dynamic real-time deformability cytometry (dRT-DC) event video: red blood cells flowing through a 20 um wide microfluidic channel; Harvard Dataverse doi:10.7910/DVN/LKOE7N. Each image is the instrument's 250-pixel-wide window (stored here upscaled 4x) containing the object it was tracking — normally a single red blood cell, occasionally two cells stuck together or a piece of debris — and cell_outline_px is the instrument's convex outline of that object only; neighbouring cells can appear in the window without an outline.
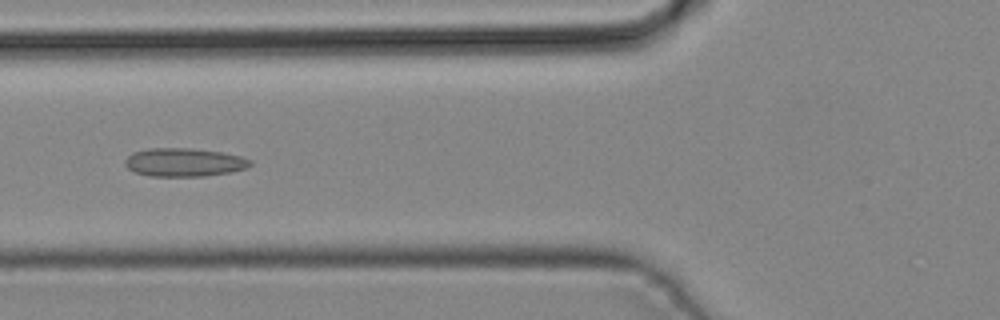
{"species": "common noctule bat (a hibernating species)", "species_latin": "Nyctalus noctula", "temperature_condition": "cold", "stored_images_in_passage": 40, "camera_frame_rate_fps": 3000, "um_per_image_px": 0.085, "animal": {"sex": "male", "body_mass_g": 19.2, "forearm_length_mm": 51.8}, "frame": {"image": 1, "passage_image": 14, "time_ms": 4.333, "image_size_px": [1000, 320], "cell_outline_px": [[252, 164], [244, 168], [232, 172], [204, 176], [148, 176], [136, 172], [128, 168], [124, 164], [124, 160], [132, 152], [148, 148], [192, 148], [220, 152], [240, 156], [252, 160]], "centroid_in_image_um": [15.62, 13.79], "position_along_channel_um": 110.2, "area_um2": 20.75}}
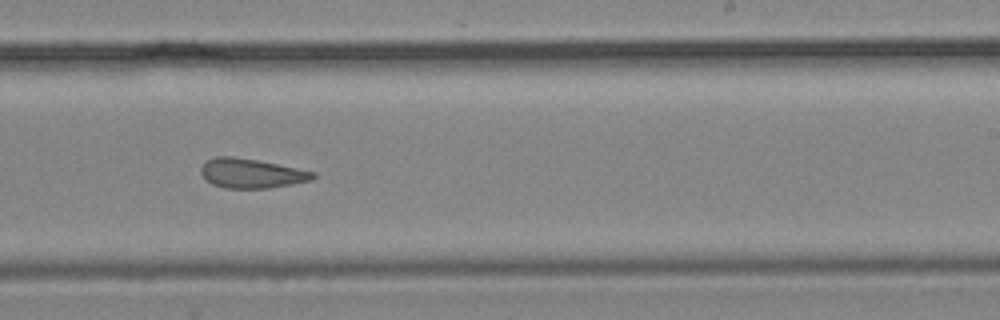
{"frame": {"image": 2, "passage_image": 24, "time_ms": 7.667, "image_size_px": [1000, 320], "cell_outline_px": [[316, 176], [312, 180], [292, 184], [268, 188], [224, 188], [212, 184], [204, 180], [200, 172], [200, 168], [208, 160], [216, 156], [232, 156], [256, 160], [316, 172]], "centroid_in_image_um": [21.34, 14.74], "position_along_channel_um": 267.7, "area_um2": 19.19}}
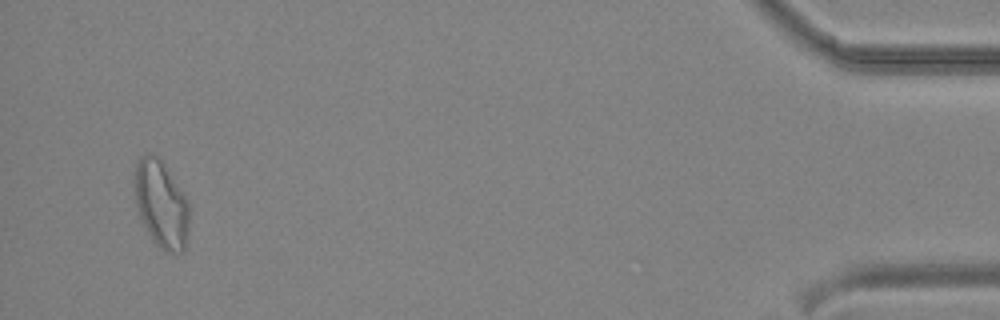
{"frame": {"image": 3, "passage_image": 39, "time_ms": 12.667, "image_size_px": [1000, 320], "cell_outline_px": [[188, 236], [184, 252], [164, 252], [152, 240], [140, 216], [136, 204], [132, 184], [132, 180], [136, 164], [140, 156], [156, 156], [160, 160], [188, 200]], "centroid_in_image_um": [13.68, 17.4], "position_along_channel_um": 421.5, "area_um2": 27.63}}